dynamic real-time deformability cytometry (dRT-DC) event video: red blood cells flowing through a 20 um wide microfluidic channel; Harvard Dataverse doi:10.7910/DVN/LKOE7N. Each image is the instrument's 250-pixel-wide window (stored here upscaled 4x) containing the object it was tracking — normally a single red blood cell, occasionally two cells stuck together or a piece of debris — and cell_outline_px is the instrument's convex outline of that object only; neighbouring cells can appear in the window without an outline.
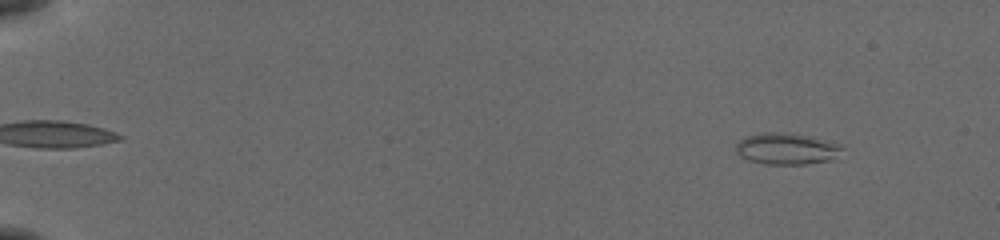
{"species": "common noctule bat (a hibernating species)", "species_latin": "Nyctalus noctula", "temperature_condition": "cold", "stored_images_in_passage": 53, "camera_frame_rate_fps": 3000, "um_per_image_px": 0.085, "animal": {"sex": "female", "body_mass_g": 19.5, "forearm_length_mm": 54.1}, "frame": {"image": 1, "passage_image": 4, "time_ms": 1.0, "image_size_px": [1000, 240], "cell_outline_px": [[844, 148], [832, 160], [804, 164], [768, 164], [748, 160], [740, 156], [736, 152], [736, 144], [740, 140], [748, 136], [764, 132], [772, 132], [800, 136], [840, 144]], "centroid_in_image_um": [66.82, 12.67], "position_along_channel_um": 18.2, "area_um2": 18.79}}
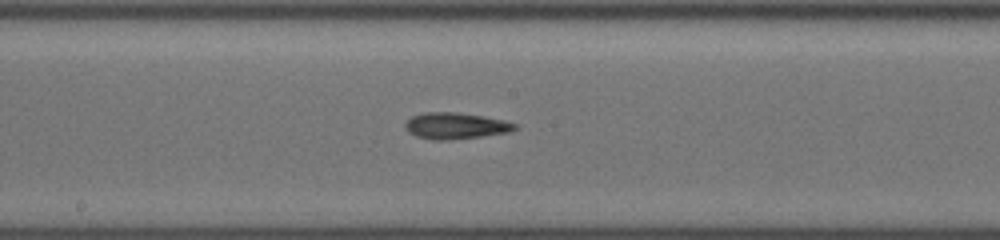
{"frame": {"image": 2, "passage_image": 30, "time_ms": 9.667, "image_size_px": [1000, 240], "cell_outline_px": [[516, 128], [512, 132], [480, 136], [444, 140], [432, 140], [416, 136], [408, 132], [404, 128], [404, 124], [412, 116], [428, 112], [456, 112], [504, 120], [516, 124]], "centroid_in_image_um": [38.7, 10.7], "position_along_channel_um": 209.5, "area_um2": 16.65}}
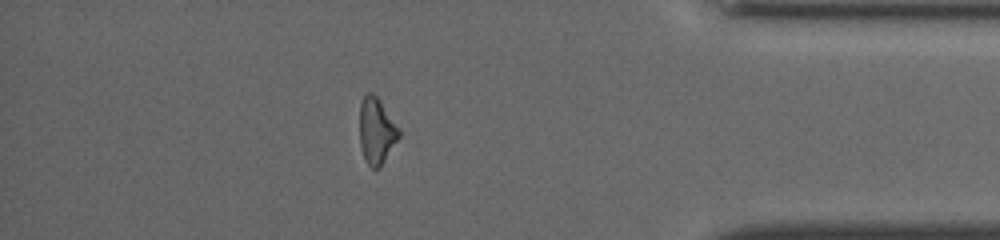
{"frame": {"image": 3, "passage_image": 47, "time_ms": 15.333, "image_size_px": [1000, 240], "cell_outline_px": [[400, 136], [380, 168], [372, 168], [368, 164], [364, 156], [360, 144], [360, 104], [364, 96], [368, 92], [372, 92], [380, 100], [400, 128]], "centroid_in_image_um": [32.02, 11.11], "position_along_channel_um": 403.2, "area_um2": 15.14}, "authors_computed_cell_mechanics": {"area_um2": 15.8372, "velocity_mm_per_s": 3.8825, "shape_relaxation_time_tau1_ms": 4.6046, "shape_relaxation_time_tau2_ms": 2.2249, "deformation_change_tau1": 0.1756, "deformation_change_tau2": 0.1249}}